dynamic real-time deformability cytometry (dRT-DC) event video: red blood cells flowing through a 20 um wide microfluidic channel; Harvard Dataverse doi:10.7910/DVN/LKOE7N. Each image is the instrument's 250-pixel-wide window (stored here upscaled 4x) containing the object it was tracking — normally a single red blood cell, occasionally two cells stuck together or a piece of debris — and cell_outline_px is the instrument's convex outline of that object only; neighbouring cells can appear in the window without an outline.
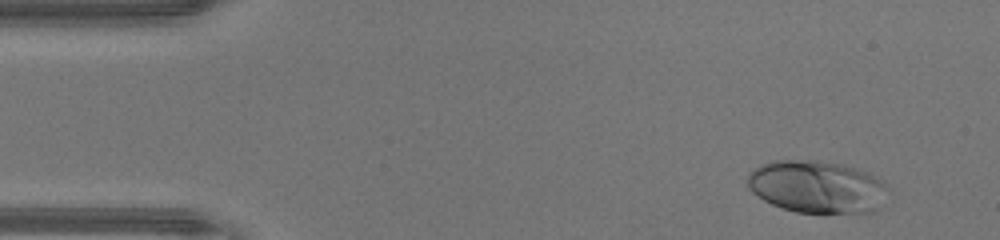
{"species": "human", "species_latin": "Homo sapiens", "temperature_condition": "warm", "stored_images_in_passage": 43, "camera_frame_rate_fps": 3000, "um_per_image_px": 0.085, "donor": {"sex": "male"}, "frame": {"image": 1, "passage_image": 1, "time_ms": 0.0, "image_size_px": [1000, 240], "cell_outline_px": [[888, 184], [876, 212], [796, 212], [772, 204], [764, 200], [752, 192], [748, 188], [748, 172], [760, 164], [772, 160], [816, 160], [844, 164], [868, 172]], "centroid_in_image_um": [69.4, 15.85], "position_along_channel_um": 15.6, "area_um2": 42.83}}
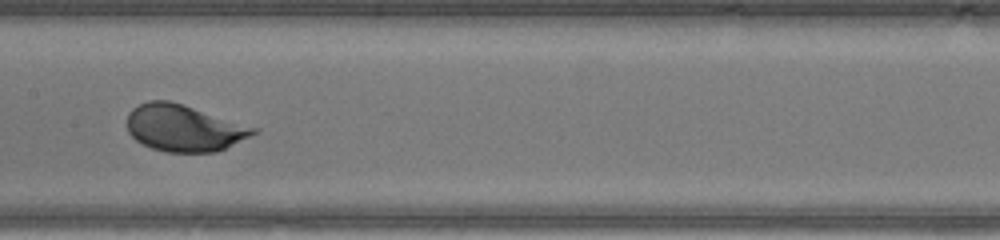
{"frame": {"image": 2, "passage_image": 20, "time_ms": 6.333, "image_size_px": [1000, 240], "cell_outline_px": [[260, 132], [216, 152], [168, 152], [152, 148], [136, 140], [128, 132], [128, 112], [132, 108], [148, 100], [168, 100], [184, 104], [260, 128]], "centroid_in_image_um": [15.68, 10.87], "position_along_channel_um": 191.7, "area_um2": 34.56}}
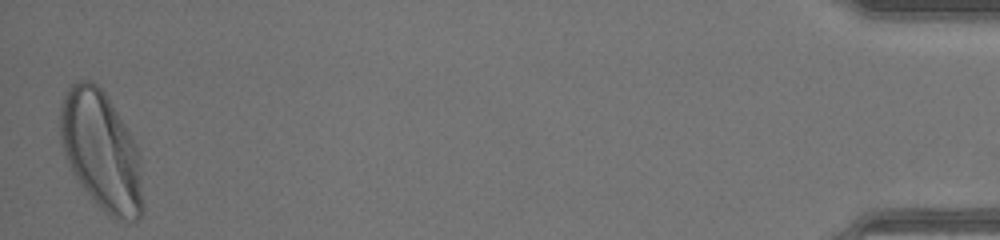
{"frame": {"image": 3, "passage_image": 43, "time_ms": 14.0, "image_size_px": [1000, 240], "cell_outline_px": [[144, 212], [140, 220], [116, 220], [100, 208], [80, 184], [68, 168], [60, 140], [60, 108], [64, 96], [68, 88], [76, 80], [92, 80], [104, 92], [132, 136], [140, 152], [144, 208]], "centroid_in_image_um": [8.62, 12.87], "position_along_channel_um": 426.6, "area_um2": 57.86}, "authors_computed_cell_mechanics": {"area_um2": 37.7434, "velocity_mm_per_s": 4.3884, "shape_relaxation_time_tau1_ms": 1.4067, "shape_relaxation_time_tau2_ms": null, "deformation_change_tau1": 0.1705, "deformation_change_tau2": null}}